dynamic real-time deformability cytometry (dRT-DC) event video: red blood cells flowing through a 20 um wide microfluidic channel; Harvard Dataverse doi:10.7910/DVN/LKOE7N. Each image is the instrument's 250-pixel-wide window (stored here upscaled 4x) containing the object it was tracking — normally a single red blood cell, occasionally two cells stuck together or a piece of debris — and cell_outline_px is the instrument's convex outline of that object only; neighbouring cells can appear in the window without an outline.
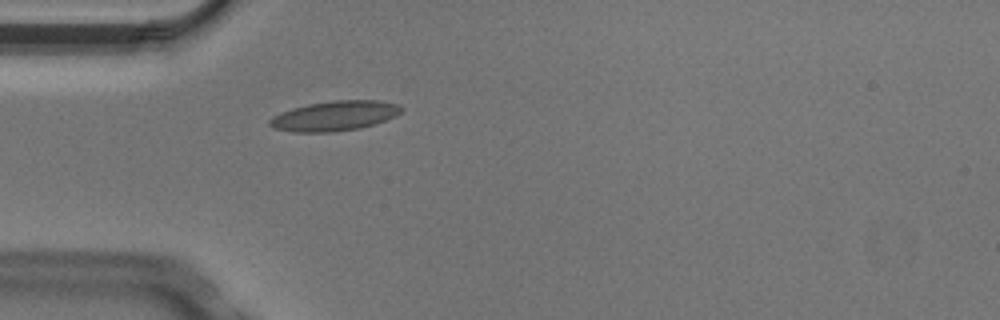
{"species": "Egyptian fruit bat (a non-hibernating species)", "species_latin": "Rousettus aegyptiacus", "temperature_condition": "cold", "stored_images_in_passage": 2, "camera_frame_rate_fps": 3000, "um_per_image_px": 0.085, "animal": {"sex": "male"}, "frame": {"image": 1, "passage_image": 2, "time_ms": 0.333, "image_size_px": [1000, 320], "cell_outline_px": [[404, 108], [396, 116], [360, 128], [332, 132], [292, 132], [272, 128], [268, 124], [268, 120], [272, 116], [280, 112], [292, 108], [308, 104], [332, 100], [380, 100], [396, 104]], "centroid_in_image_um": [28.39, 9.85], "position_along_channel_um": 56.6, "area_um2": 23.0}}